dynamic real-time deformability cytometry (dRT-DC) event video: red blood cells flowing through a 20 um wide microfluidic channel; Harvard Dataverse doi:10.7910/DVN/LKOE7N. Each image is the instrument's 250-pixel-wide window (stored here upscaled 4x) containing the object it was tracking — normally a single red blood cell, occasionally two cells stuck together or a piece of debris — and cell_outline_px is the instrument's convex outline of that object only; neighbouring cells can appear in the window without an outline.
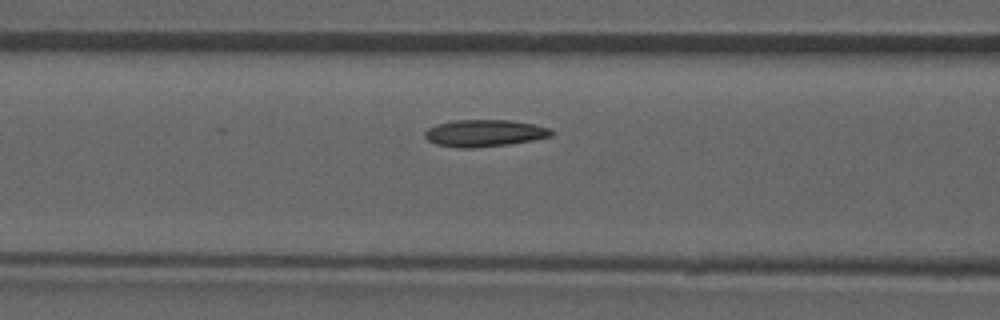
{"species": "common noctule bat (a hibernating species)", "species_latin": "Nyctalus noctula", "temperature_condition": "room temperature", "stored_images_in_passage": 36, "camera_frame_rate_fps": 3000, "um_per_image_px": 0.085, "animal": {"sex": "male", "forearm_length_mm": 52.5}, "frame": {"image": 1, "passage_image": 8, "time_ms": 2.333, "image_size_px": [1000, 320], "cell_outline_px": [[552, 136], [532, 140], [508, 144], [472, 148], [456, 148], [436, 144], [428, 140], [424, 136], [424, 132], [428, 128], [436, 124], [456, 120], [508, 120], [532, 124], [552, 128]], "centroid_in_image_um": [41.15, 11.32], "position_along_channel_um": 125.4, "area_um2": 19.83}}
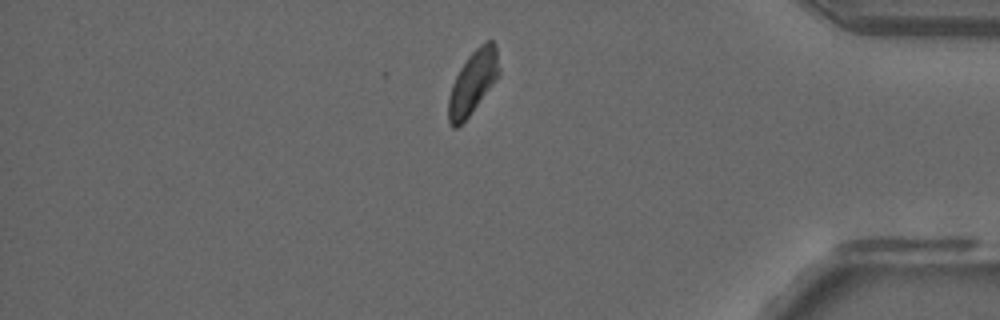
{"frame": {"image": 2, "passage_image": 31, "time_ms": 10.0, "image_size_px": [1000, 320], "cell_outline_px": [[500, 72], [496, 80], [468, 116], [456, 128], [452, 128], [448, 124], [448, 96], [452, 84], [460, 68], [468, 56], [480, 44], [488, 40], [492, 40], [496, 44], [500, 68]], "centroid_in_image_um": [40.19, 6.97], "position_along_channel_um": 395.0, "area_um2": 18.61}}